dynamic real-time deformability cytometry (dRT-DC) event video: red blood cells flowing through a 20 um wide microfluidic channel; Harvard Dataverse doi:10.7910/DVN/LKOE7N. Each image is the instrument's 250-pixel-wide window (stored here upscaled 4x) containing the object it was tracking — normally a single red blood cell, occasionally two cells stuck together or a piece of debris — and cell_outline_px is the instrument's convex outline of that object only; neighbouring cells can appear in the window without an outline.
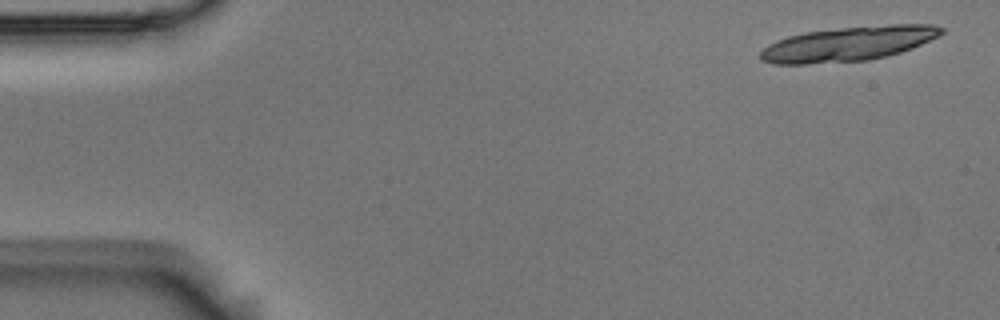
{"species": "Egyptian fruit bat (a non-hibernating species)", "species_latin": "Rousettus aegyptiacus", "temperature_condition": "room temperature", "stored_images_in_passage": 8, "camera_frame_rate_fps": 3000, "um_per_image_px": 0.085, "animal": {"sex": "male"}, "frame": {"image": 1, "passage_image": 1, "time_ms": 0.0, "image_size_px": [1000, 320], "cell_outline_px": [[944, 32], [940, 36], [912, 48], [900, 52], [868, 60], [808, 64], [772, 64], [760, 60], [760, 52], [768, 44], [776, 40], [788, 36], [804, 32], [840, 28], [888, 24], [932, 24], [944, 28]], "centroid_in_image_um": [72.1, 3.72], "position_along_channel_um": 12.9, "area_um2": 36.53}}
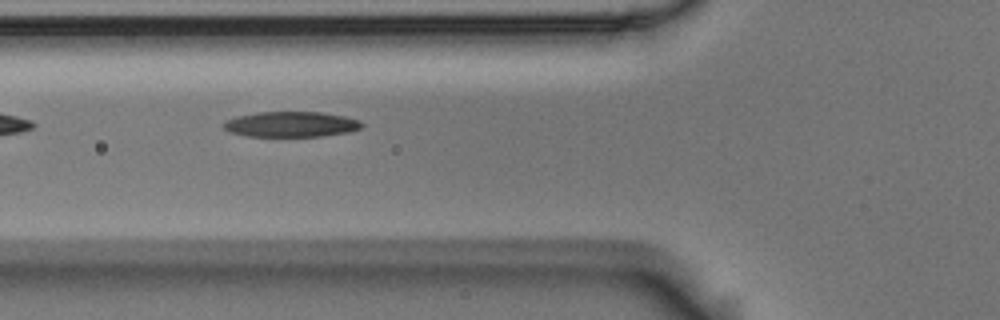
{"frame": {"image": 2, "passage_image": 6, "time_ms": 1.667, "image_size_px": [1000, 320], "cell_outline_px": [[364, 124], [360, 128], [348, 132], [320, 136], [248, 136], [228, 132], [220, 124], [224, 120], [236, 116], [260, 112], [320, 112], [344, 116], [360, 120]], "centroid_in_image_um": [24.69, 10.56], "position_along_channel_um": 101.1, "area_um2": 20.52}}
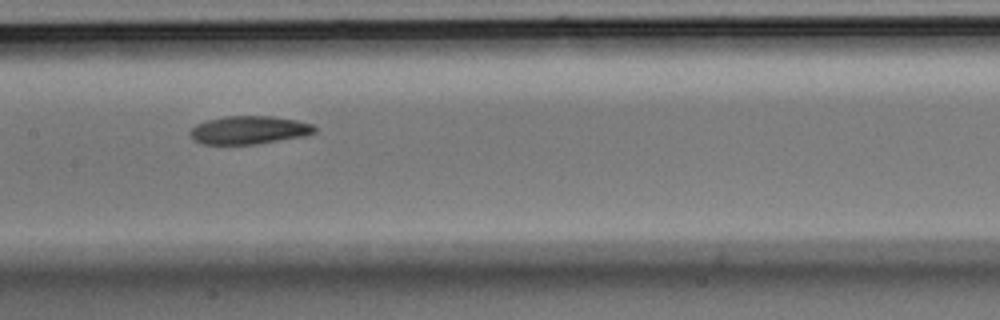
{"frame": {"image": 3, "passage_image": 8, "time_ms": 2.333, "image_size_px": [1000, 320], "cell_outline_px": [[316, 132], [304, 136], [256, 144], [200, 144], [188, 132], [196, 124], [204, 120], [224, 116], [272, 116], [296, 120], [312, 124], [316, 128]], "centroid_in_image_um": [21.15, 11.04], "position_along_channel_um": 186.2, "area_um2": 20.46}}